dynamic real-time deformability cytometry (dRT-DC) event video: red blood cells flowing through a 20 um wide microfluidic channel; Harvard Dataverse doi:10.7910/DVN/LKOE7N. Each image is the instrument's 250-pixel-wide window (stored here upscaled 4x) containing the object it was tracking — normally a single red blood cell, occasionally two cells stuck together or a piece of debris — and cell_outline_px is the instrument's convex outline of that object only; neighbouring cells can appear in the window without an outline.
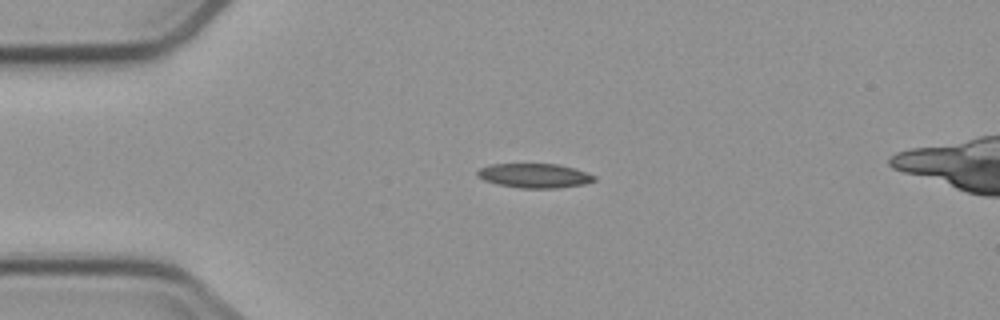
{"species": "common noctule bat (a hibernating species)", "species_latin": "Nyctalus noctula", "temperature_condition": "cold", "stored_images_in_passage": 4, "camera_frame_rate_fps": 3000, "um_per_image_px": 0.085, "animal": {"sex": "male", "body_mass_g": 23.1, "forearm_length_mm": 52.7}, "frame": {"image": 1, "passage_image": 3, "time_ms": 2.333, "image_size_px": [1000, 320], "cell_outline_px": [[596, 180], [584, 184], [560, 188], [520, 188], [496, 184], [484, 180], [476, 176], [476, 172], [480, 168], [492, 164], [556, 164], [572, 168], [596, 176]], "centroid_in_image_um": [45.4, 14.94], "position_along_channel_um": 39.6, "area_um2": 16.53}}